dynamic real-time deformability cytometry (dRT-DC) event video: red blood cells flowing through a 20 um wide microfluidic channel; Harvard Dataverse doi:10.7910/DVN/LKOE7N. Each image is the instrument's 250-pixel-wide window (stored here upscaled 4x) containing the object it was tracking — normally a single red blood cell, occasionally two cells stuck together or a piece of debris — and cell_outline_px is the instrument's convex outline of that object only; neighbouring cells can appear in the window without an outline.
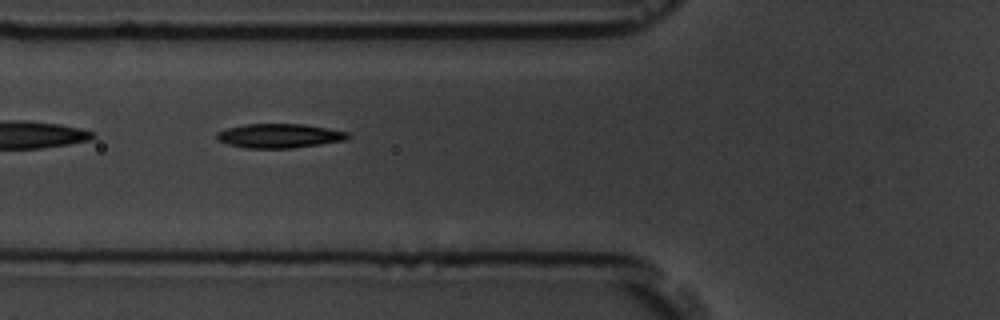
{"species": "common noctule bat (a hibernating species)", "species_latin": "Nyctalus noctula", "temperature_condition": "room temperature", "stored_images_in_passage": 5, "camera_frame_rate_fps": 3000, "um_per_image_px": 0.085, "animal": {"sex": "male", "body_mass_g": 19.5, "forearm_length_mm": 54.6}, "frame": {"image": 1, "passage_image": 4, "time_ms": 3.333, "image_size_px": [1000, 320], "cell_outline_px": [[352, 136], [348, 140], [292, 148], [244, 148], [228, 144], [216, 140], [216, 132], [228, 128], [244, 124], [304, 124], [348, 132]], "centroid_in_image_um": [23.75, 11.55], "position_along_channel_um": 102.1, "area_um2": 18.61}}